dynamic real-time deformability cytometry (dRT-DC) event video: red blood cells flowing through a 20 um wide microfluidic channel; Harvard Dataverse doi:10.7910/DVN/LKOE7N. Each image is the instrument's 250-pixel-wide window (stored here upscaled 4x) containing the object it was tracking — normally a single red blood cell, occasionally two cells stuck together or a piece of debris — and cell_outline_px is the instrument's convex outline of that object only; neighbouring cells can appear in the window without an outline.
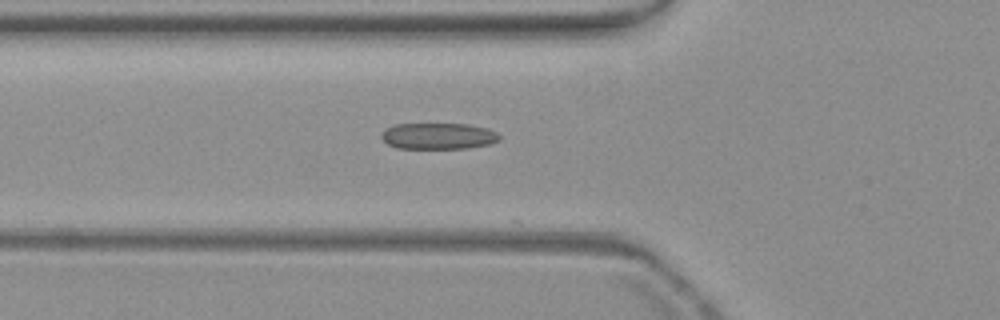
{"species": "common noctule bat (a hibernating species)", "species_latin": "Nyctalus noctula", "temperature_condition": "warm", "stored_images_in_passage": 6, "camera_frame_rate_fps": 3000, "um_per_image_px": 0.085, "animal": {"sex": "female", "body_mass_g": 19.3, "forearm_length_mm": 54.1}, "frame": {"image": 1, "passage_image": 6, "time_ms": 6.667, "image_size_px": [1000, 320], "cell_outline_px": [[500, 140], [492, 144], [468, 148], [396, 148], [388, 144], [380, 136], [388, 128], [396, 124], [468, 124], [488, 128], [496, 132], [500, 136]], "centroid_in_image_um": [37.32, 11.57], "position_along_channel_um": 88.5, "area_um2": 18.03}}